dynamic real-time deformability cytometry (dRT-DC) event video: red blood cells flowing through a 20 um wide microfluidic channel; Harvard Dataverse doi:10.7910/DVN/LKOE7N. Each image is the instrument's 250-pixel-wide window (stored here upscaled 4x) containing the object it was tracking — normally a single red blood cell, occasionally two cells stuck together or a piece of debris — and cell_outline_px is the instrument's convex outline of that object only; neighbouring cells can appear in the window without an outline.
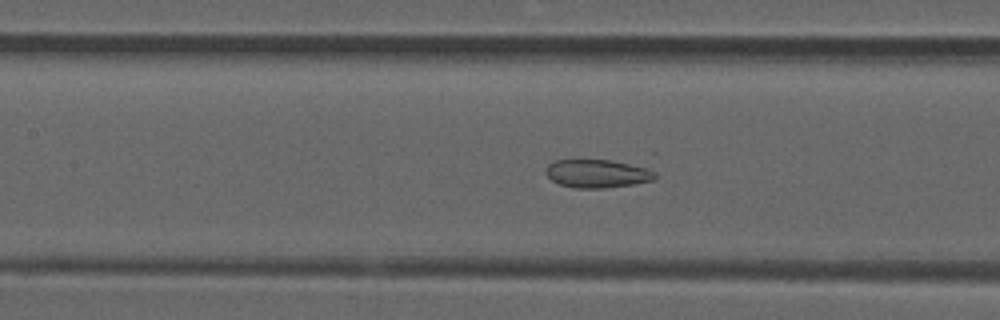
{"species": "common noctule bat (a hibernating species)", "species_latin": "Nyctalus noctula", "temperature_condition": "room temperature", "stored_images_in_passage": 54, "camera_frame_rate_fps": 3000, "um_per_image_px": 0.085, "animal": {"sex": "male", "forearm_length_mm": 52.5}, "frame": {"image": 1, "passage_image": 24, "time_ms": 7.667, "image_size_px": [1000, 320], "cell_outline_px": [[656, 176], [652, 180], [632, 184], [604, 188], [576, 188], [560, 184], [552, 180], [544, 172], [548, 164], [556, 160], [608, 160], [648, 164], [656, 172]], "centroid_in_image_um": [50.87, 14.73], "position_along_channel_um": 156.5, "area_um2": 18.44}}
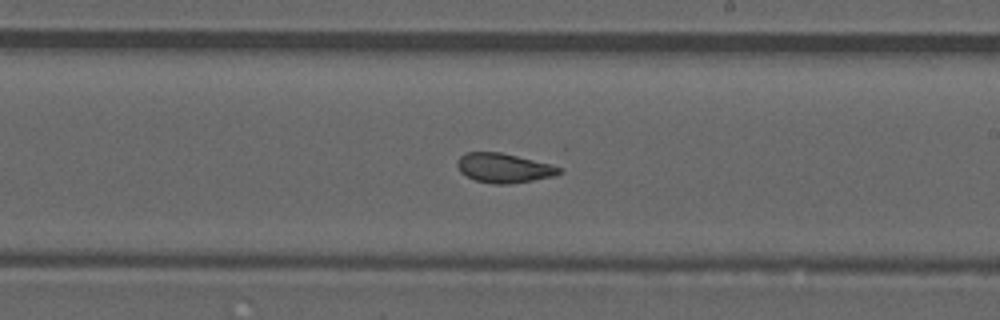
{"frame": {"image": 2, "passage_image": 31, "time_ms": 10.0, "image_size_px": [1000, 320], "cell_outline_px": [[564, 172], [556, 176], [508, 184], [492, 184], [476, 180], [460, 172], [456, 164], [460, 156], [464, 152], [500, 152], [552, 164], [560, 168]], "centroid_in_image_um": [42.84, 14.27], "position_along_channel_um": 246.2, "area_um2": 17.51}}
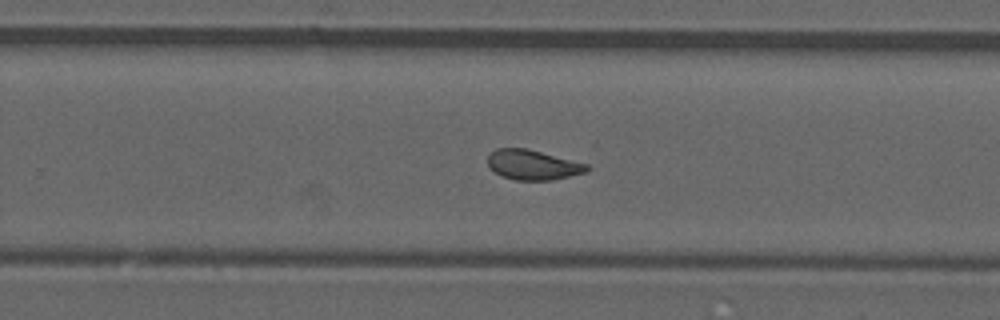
{"frame": {"image": 3, "passage_image": 34, "time_ms": 11.0, "image_size_px": [1000, 320], "cell_outline_px": [[592, 168], [588, 172], [552, 180], [516, 180], [500, 176], [488, 164], [488, 156], [496, 148], [528, 148], [588, 164]], "centroid_in_image_um": [45.34, 14.01], "position_along_channel_um": 284.5, "area_um2": 17.4}, "authors_computed_cell_mechanics": {"area_um2": 18.4093, "velocity_mm_per_s": 3.8565, "shape_relaxation_time_tau1_ms": null, "shape_relaxation_time_tau2_ms": 1.5972, "deformation_change_tau1": null, "deformation_change_tau2": 0.0726}}